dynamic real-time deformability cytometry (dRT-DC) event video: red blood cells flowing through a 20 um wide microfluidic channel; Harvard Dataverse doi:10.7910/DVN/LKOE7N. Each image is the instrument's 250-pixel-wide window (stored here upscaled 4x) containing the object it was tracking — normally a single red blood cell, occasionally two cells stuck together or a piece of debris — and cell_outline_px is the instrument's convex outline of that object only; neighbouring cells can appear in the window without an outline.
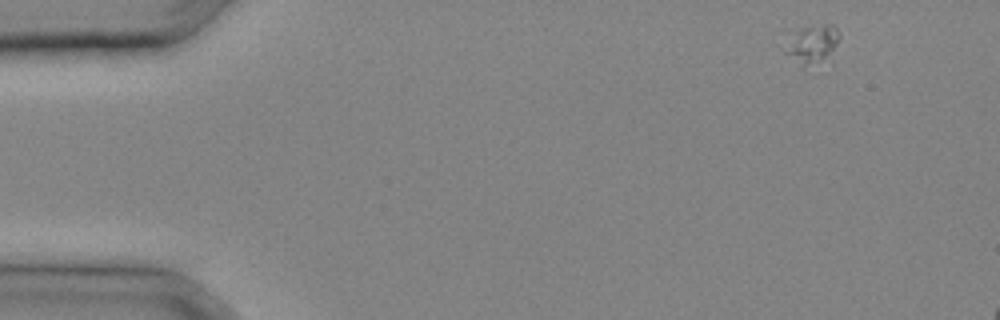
{"species": "common noctule bat (a hibernating species)", "species_latin": "Nyctalus noctula", "temperature_condition": "cold", "stored_images_in_passage": 5, "segment_of_instrument_passage": [1, 2], "camera_frame_rate_fps": 3000, "um_per_image_px": 0.085, "animal": {"sex": "male", "body_mass_g": 20.4}, "frame": {"image": 1, "passage_image": 1, "time_ms": 0.0, "image_size_px": [1000, 320], "cell_outline_px": [[840, 36], [832, 64], [804, 64], [784, 52], [784, 48], [800, 28], [824, 24], [832, 24], [836, 28]], "centroid_in_image_um": [69.21, 3.79], "position_along_channel_um": 15.8, "area_um2": 12.25}}